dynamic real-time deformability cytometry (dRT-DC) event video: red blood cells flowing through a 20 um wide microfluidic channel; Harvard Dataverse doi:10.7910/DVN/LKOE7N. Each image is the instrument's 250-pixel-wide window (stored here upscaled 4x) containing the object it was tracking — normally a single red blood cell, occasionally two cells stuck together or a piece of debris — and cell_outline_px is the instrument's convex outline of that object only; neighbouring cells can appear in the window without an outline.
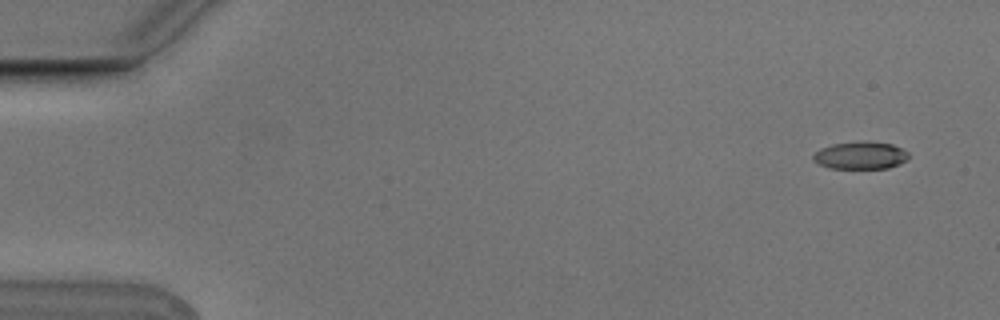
{"species": "Egyptian fruit bat (a non-hibernating species)", "species_latin": "Rousettus aegyptiacus", "temperature_condition": "cold", "stored_images_in_passage": 10, "camera_frame_rate_fps": 3000, "um_per_image_px": 0.085, "animal": {"sex": "male"}, "frame": {"image": 1, "passage_image": 2, "time_ms": 0.333, "image_size_px": [1000, 320], "cell_outline_px": [[908, 160], [900, 164], [888, 168], [828, 168], [812, 160], [812, 156], [820, 148], [832, 144], [892, 144], [908, 152]], "centroid_in_image_um": [73.13, 13.26], "position_along_channel_um": 11.9, "area_um2": 14.57}}
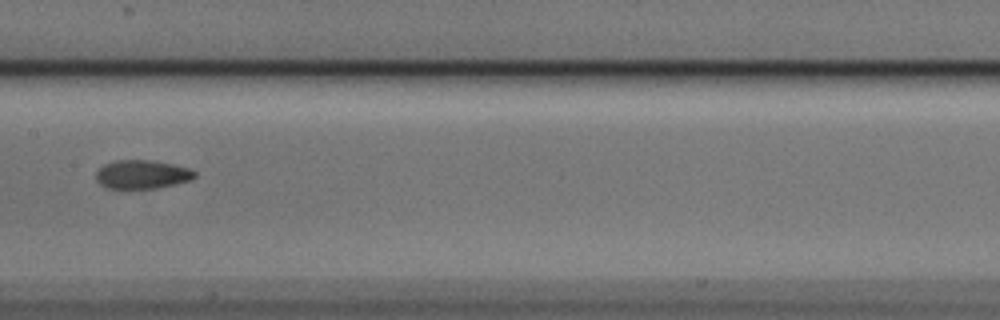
{"frame": {"image": 2, "passage_image": 9, "time_ms": 2.667, "image_size_px": [1000, 320], "cell_outline_px": [[196, 176], [192, 180], [156, 188], [128, 192], [104, 188], [96, 180], [96, 172], [104, 164], [116, 160], [152, 160], [172, 164], [188, 168], [196, 172]], "centroid_in_image_um": [12.02, 14.88], "position_along_channel_um": 195.4, "area_um2": 17.22}}
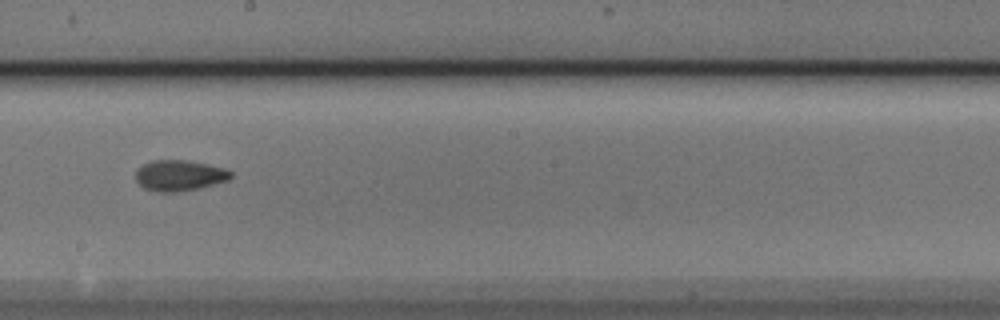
{"frame": {"image": 3, "passage_image": 10, "time_ms": 3.0, "image_size_px": [1000, 320], "cell_outline_px": [[232, 176], [228, 180], [200, 188], [176, 192], [160, 192], [144, 188], [136, 180], [136, 172], [144, 164], [152, 160], [188, 160], [208, 164], [224, 168], [232, 172]], "centroid_in_image_um": [15.27, 14.91], "position_along_channel_um": 232.9, "area_um2": 16.99}}